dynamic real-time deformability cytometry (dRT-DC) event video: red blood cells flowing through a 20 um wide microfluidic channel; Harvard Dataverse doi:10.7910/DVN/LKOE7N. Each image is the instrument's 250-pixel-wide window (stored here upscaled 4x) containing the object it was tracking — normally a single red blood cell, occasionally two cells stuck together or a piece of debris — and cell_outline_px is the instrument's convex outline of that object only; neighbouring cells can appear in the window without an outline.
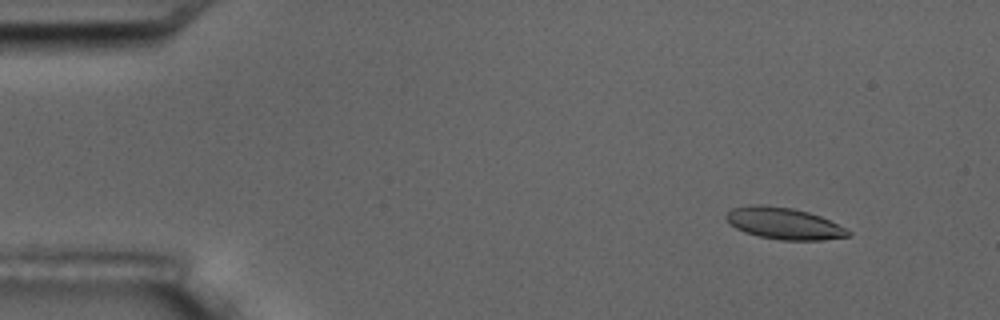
{"species": "common noctule bat (a hibernating species)", "species_latin": "Nyctalus noctula", "temperature_condition": "room temperature", "stored_images_in_passage": 5, "camera_frame_rate_fps": 3000, "um_per_image_px": 0.085, "animal": {"sex": "male", "body_mass_g": 17.5, "forearm_length_mm": 52.3}, "frame": {"image": 1, "passage_image": 2, "time_ms": 1.0, "image_size_px": [1000, 320], "cell_outline_px": [[852, 232], [848, 236], [824, 240], [780, 240], [760, 236], [744, 232], [736, 228], [724, 216], [732, 208], [752, 204], [760, 204], [792, 208], [808, 212], [820, 216]], "centroid_in_image_um": [66.61, 18.99], "position_along_channel_um": 18.4, "area_um2": 22.25}}
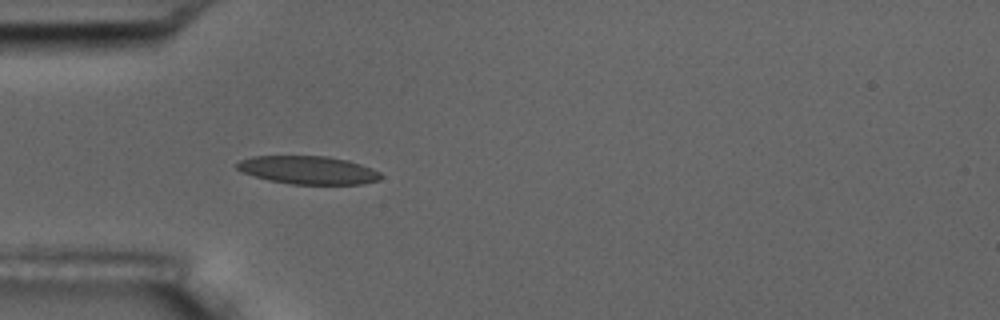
{"frame": {"image": 2, "passage_image": 5, "time_ms": 4.667, "image_size_px": [1000, 320], "cell_outline_px": [[384, 176], [376, 180], [364, 184], [292, 184], [268, 180], [240, 172], [236, 168], [236, 164], [240, 160], [252, 156], [328, 156], [348, 160], [372, 168], [380, 172]], "centroid_in_image_um": [26.18, 14.45], "position_along_channel_um": 58.8, "area_um2": 23.7}}